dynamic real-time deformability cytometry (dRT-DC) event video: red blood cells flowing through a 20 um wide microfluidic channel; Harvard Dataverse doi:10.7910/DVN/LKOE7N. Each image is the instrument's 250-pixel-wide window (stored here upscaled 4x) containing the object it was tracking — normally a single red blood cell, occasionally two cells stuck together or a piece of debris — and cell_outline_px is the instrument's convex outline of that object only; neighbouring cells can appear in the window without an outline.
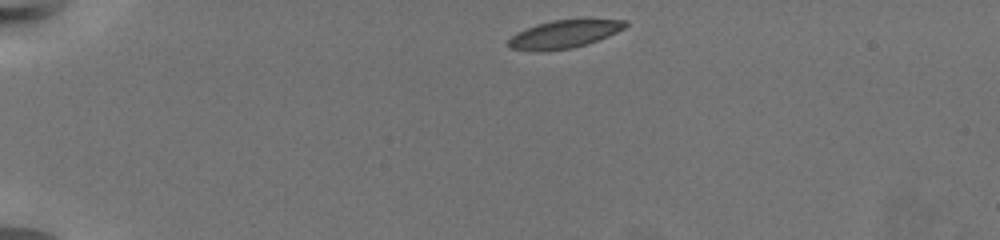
{"species": "common noctule bat (a hibernating species)", "species_latin": "Nyctalus noctula", "temperature_condition": "warm", "stored_images_in_passage": 51, "camera_frame_rate_fps": 3000, "um_per_image_px": 0.085, "animal": {"sex": "female", "body_mass_g": 19.5, "forearm_length_mm": 54.1}, "frame": {"image": 1, "passage_image": 1, "time_ms": 0.0, "image_size_px": [1000, 240], "cell_outline_px": [[628, 24], [624, 28], [608, 36], [572, 48], [544, 52], [532, 52], [508, 48], [508, 40], [516, 32], [536, 24], [552, 20], [588, 16], [624, 20]], "centroid_in_image_um": [47.96, 2.86], "position_along_channel_um": 37.0, "area_um2": 20.0}}
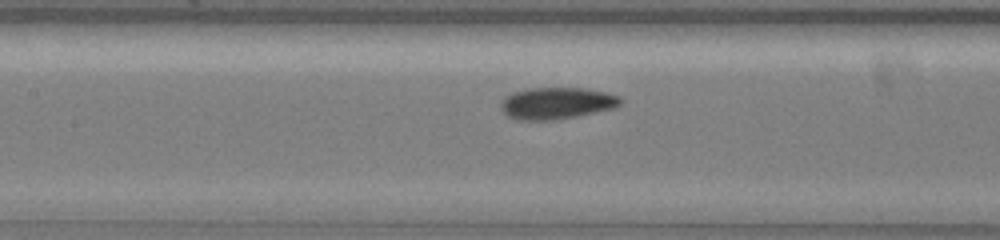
{"frame": {"image": 2, "passage_image": 19, "time_ms": 6.0, "image_size_px": [1000, 240], "cell_outline_px": [[624, 100], [616, 108], [576, 116], [552, 120], [516, 120], [508, 116], [500, 108], [500, 104], [504, 96], [512, 92], [528, 88], [584, 88], [604, 92], [620, 96]], "centroid_in_image_um": [47.3, 8.77], "position_along_channel_um": 160.1, "area_um2": 22.31}}
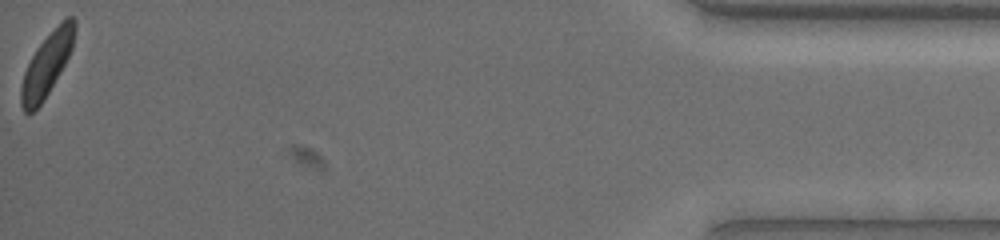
{"frame": {"image": 3, "passage_image": 51, "time_ms": 16.667, "image_size_px": [1000, 240], "cell_outline_px": [[76, 28], [72, 48], [60, 72], [48, 92], [40, 104], [32, 112], [24, 112], [20, 104], [20, 88], [24, 72], [36, 48], [68, 16], [72, 16], [76, 20]], "centroid_in_image_um": [3.97, 5.5], "position_along_channel_um": 431.2, "area_um2": 19.02}, "authors_computed_cell_mechanics": {"area_um2": 20.9814, "velocity_mm_per_s": 3.2944, "shape_relaxation_time_tau1_ms": 2.234, "shape_relaxation_time_tau2_ms": 2.2317, "deformation_change_tau1": 0.1036, "deformation_change_tau2": 0.0678}}